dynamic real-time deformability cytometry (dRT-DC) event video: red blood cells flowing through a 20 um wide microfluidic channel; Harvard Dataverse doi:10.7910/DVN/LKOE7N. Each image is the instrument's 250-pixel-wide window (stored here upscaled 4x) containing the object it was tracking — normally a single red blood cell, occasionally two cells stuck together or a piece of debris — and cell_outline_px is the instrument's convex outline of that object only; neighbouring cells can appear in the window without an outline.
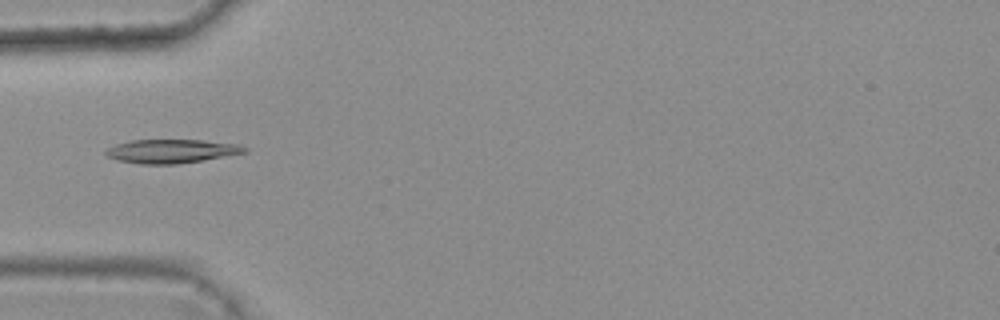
{"species": "common noctule bat (a hibernating species)", "species_latin": "Nyctalus noctula", "temperature_condition": "warm", "stored_images_in_passage": 5, "camera_frame_rate_fps": 3000, "um_per_image_px": 0.085, "animal": {"sex": "female", "body_mass_g": 25.1}, "frame": {"image": 1, "passage_image": 2, "time_ms": 0.333, "image_size_px": [1000, 320], "cell_outline_px": [[248, 152], [204, 160], [176, 164], [140, 164], [120, 160], [108, 156], [104, 152], [108, 148], [116, 144], [132, 140], [204, 140], [240, 144], [248, 148]], "centroid_in_image_um": [14.64, 12.84], "position_along_channel_um": 70.4, "area_um2": 19.19}}
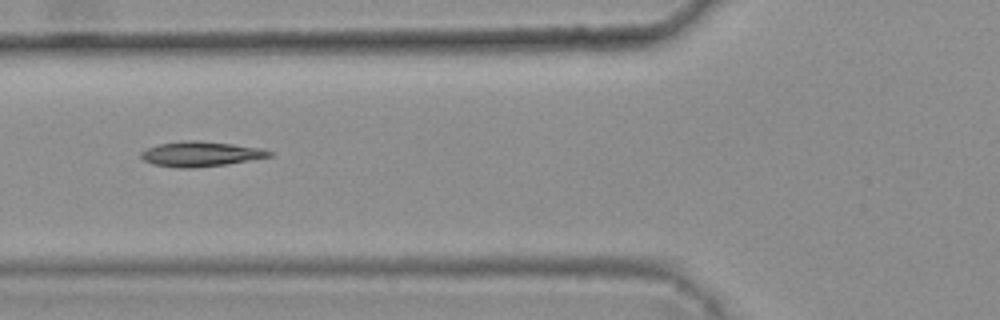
{"frame": {"image": 2, "passage_image": 3, "time_ms": 0.667, "image_size_px": [1000, 320], "cell_outline_px": [[272, 156], [224, 164], [192, 168], [180, 168], [152, 164], [144, 160], [140, 156], [140, 152], [148, 148], [160, 144], [184, 140], [196, 140], [232, 144], [264, 148], [272, 152]], "centroid_in_image_um": [17.04, 13.08], "position_along_channel_um": 108.8, "area_um2": 18.5}}
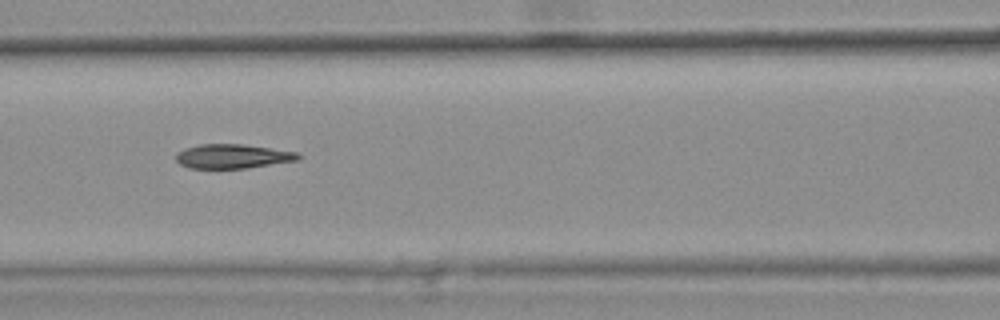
{"frame": {"image": 3, "passage_image": 4, "time_ms": 1.0, "image_size_px": [1000, 320], "cell_outline_px": [[300, 160], [248, 168], [188, 168], [180, 164], [176, 160], [176, 152], [184, 148], [200, 144], [240, 144], [296, 152], [300, 156]], "centroid_in_image_um": [19.74, 13.29], "position_along_channel_um": 146.9, "area_um2": 17.22}}